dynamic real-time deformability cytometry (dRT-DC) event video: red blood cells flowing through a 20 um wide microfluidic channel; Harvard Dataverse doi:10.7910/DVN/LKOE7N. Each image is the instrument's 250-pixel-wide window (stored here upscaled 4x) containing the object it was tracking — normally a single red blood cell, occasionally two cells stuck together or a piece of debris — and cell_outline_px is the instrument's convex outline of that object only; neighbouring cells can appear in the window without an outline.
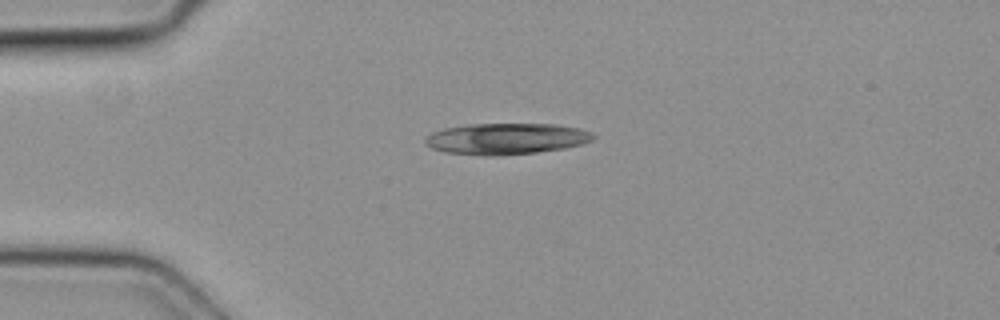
{"species": "common noctule bat (a hibernating species)", "species_latin": "Nyctalus noctula", "temperature_condition": "cold", "stored_images_in_passage": 2, "camera_frame_rate_fps": 3000, "um_per_image_px": 0.085, "animal": {"sex": "female", "body_mass_g": 19.3, "forearm_length_mm": 54.1}, "frame": {"image": 1, "passage_image": 1, "time_ms": 0.0, "image_size_px": [1000, 320], "cell_outline_px": [[596, 136], [592, 140], [580, 144], [564, 148], [536, 152], [496, 156], [492, 156], [444, 152], [432, 148], [424, 144], [424, 136], [432, 132], [444, 128], [468, 124], [556, 124], [576, 128], [592, 132]], "centroid_in_image_um": [42.98, 11.79], "position_along_channel_um": 42.0, "area_um2": 30.58}}